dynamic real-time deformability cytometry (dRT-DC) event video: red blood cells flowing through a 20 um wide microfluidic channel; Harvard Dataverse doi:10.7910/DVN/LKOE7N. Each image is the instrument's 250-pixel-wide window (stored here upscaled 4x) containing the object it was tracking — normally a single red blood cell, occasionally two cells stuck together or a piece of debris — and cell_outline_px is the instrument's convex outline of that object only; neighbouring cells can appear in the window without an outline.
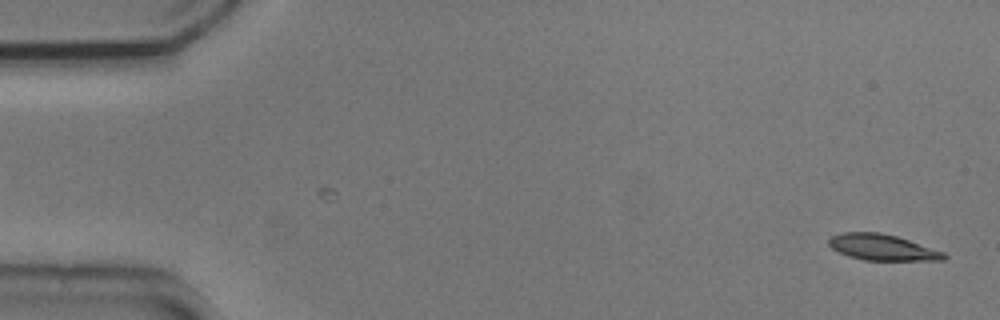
{"species": "common noctule bat (a hibernating species)", "species_latin": "Nyctalus noctula", "temperature_condition": "cold", "stored_images_in_passage": 53, "camera_frame_rate_fps": 3000, "um_per_image_px": 0.085, "animal": {"sex": "male", "body_mass_g": 20.5, "forearm_length_mm": 52.5}, "frame": {"image": 1, "passage_image": 1, "time_ms": 0.0, "image_size_px": [1000, 320], "cell_outline_px": [[948, 256], [944, 260], [864, 260], [848, 256], [832, 248], [828, 244], [828, 240], [832, 236], [844, 232], [880, 232], [896, 236], [944, 252]], "centroid_in_image_um": [74.99, 21.02], "position_along_channel_um": 10.0, "area_um2": 17.28}}
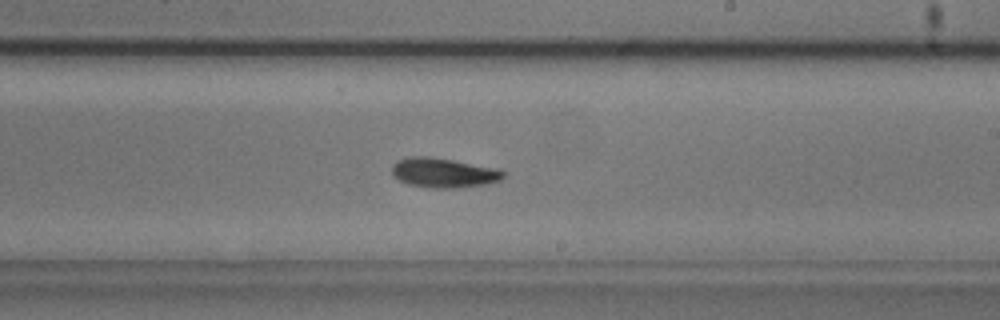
{"frame": {"image": 2, "passage_image": 31, "time_ms": 10.0, "image_size_px": [1000, 320], "cell_outline_px": [[508, 172], [500, 180], [488, 184], [456, 188], [432, 188], [408, 184], [400, 180], [392, 172], [392, 164], [408, 156], [428, 156], [500, 168]], "centroid_in_image_um": [37.77, 14.68], "position_along_channel_um": 251.2, "area_um2": 19.36}}
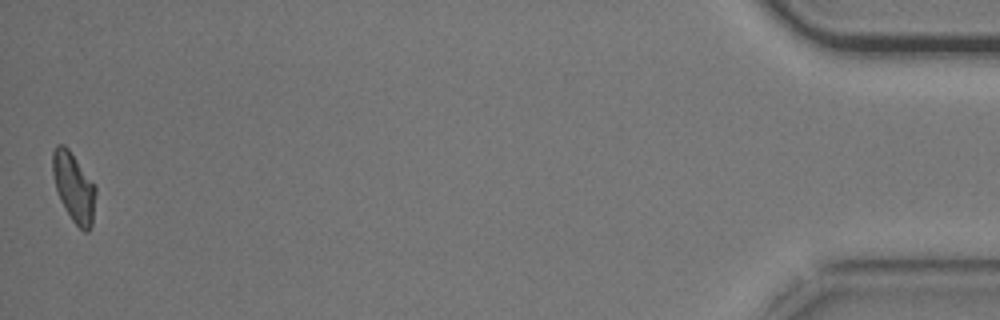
{"frame": {"image": 3, "passage_image": 53, "time_ms": 17.333, "image_size_px": [1000, 320], "cell_outline_px": [[96, 192], [92, 224], [88, 232], [84, 232], [72, 220], [64, 208], [60, 200], [56, 188], [52, 172], [52, 152], [56, 144], [64, 144], [68, 148], [96, 184]], "centroid_in_image_um": [6.28, 15.89], "position_along_channel_um": 428.9, "area_um2": 17.57}, "authors_computed_cell_mechanics": {"area_um2": 18.1492, "velocity_mm_per_s": 3.7064, "shape_relaxation_time_tau1_ms": 3.4596, "shape_relaxation_time_tau2_ms": null, "deformation_change_tau1": 0.125, "deformation_change_tau2": null}}